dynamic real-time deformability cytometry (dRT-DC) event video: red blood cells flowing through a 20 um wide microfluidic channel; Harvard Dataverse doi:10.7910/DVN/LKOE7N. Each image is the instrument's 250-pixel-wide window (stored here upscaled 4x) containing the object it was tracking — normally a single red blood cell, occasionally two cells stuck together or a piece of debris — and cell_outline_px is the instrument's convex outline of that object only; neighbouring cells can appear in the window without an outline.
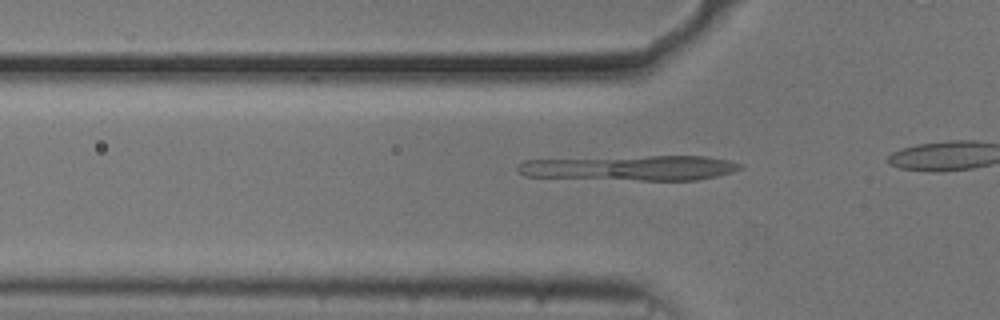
{"species": "common noctule bat (a hibernating species)", "species_latin": "Nyctalus noctula", "temperature_condition": "cold", "stored_images_in_passage": 10, "camera_frame_rate_fps": 3000, "um_per_image_px": 0.085, "animal": {"sex": "male", "body_mass_g": 20.5, "forearm_length_mm": 52.5}, "frame": {"image": 1, "passage_image": 5, "time_ms": 1.333, "image_size_px": [1000, 320], "cell_outline_px": [[744, 168], [732, 172], [716, 176], [696, 180], [640, 180], [524, 176], [516, 168], [524, 160], [648, 156], [704, 156], [728, 160], [744, 164]], "centroid_in_image_um": [53.66, 14.27], "position_along_channel_um": 72.1, "area_um2": 32.25}}
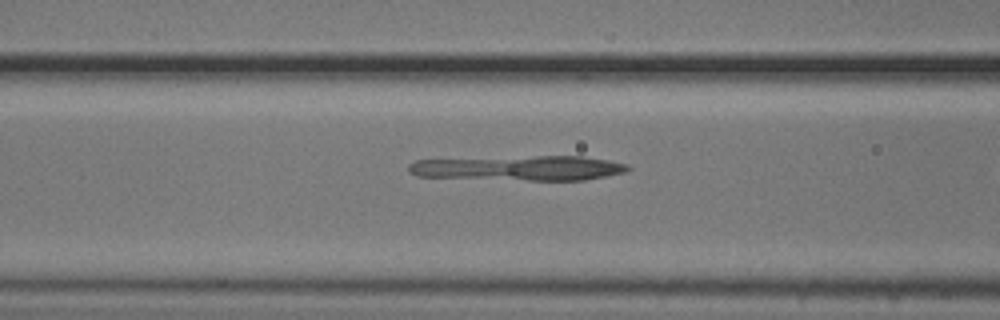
{"frame": {"image": 2, "passage_image": 9, "time_ms": 2.667, "image_size_px": [1000, 320], "cell_outline_px": [[632, 168], [628, 172], [584, 180], [528, 180], [416, 176], [408, 172], [408, 164], [416, 160], [536, 156], [584, 156], [608, 160], [628, 164]], "centroid_in_image_um": [44.19, 14.28], "position_along_channel_um": 122.4, "area_um2": 31.73}}